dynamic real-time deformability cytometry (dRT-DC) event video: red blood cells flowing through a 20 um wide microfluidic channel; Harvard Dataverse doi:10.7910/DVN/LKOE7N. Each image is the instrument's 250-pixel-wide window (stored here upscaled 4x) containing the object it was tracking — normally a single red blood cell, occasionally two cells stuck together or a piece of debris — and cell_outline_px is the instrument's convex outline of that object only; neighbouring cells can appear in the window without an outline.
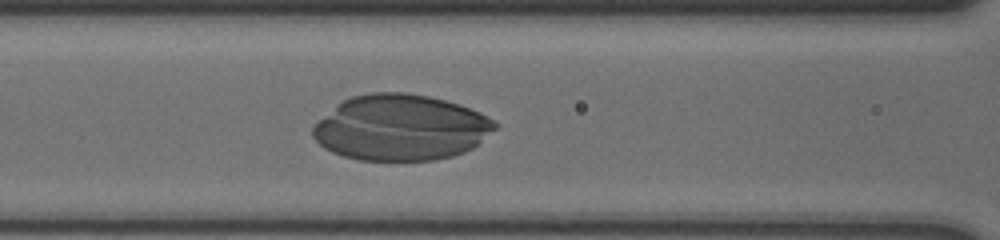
{"species": "human", "species_latin": "Homo sapiens", "temperature_condition": "cold", "stored_images_in_passage": 31, "camera_frame_rate_fps": 3000, "um_per_image_px": 0.085, "donor": {"sex": "male"}, "frame": {"image": 1, "passage_image": 8, "time_ms": 2.333, "image_size_px": [1000, 240], "cell_outline_px": [[500, 128], [472, 148], [464, 152], [452, 156], [432, 160], [360, 160], [344, 156], [332, 152], [324, 148], [312, 136], [312, 124], [316, 120], [336, 104], [352, 96], [368, 92], [404, 92], [428, 96], [460, 104], [480, 112], [500, 124]], "centroid_in_image_um": [34.06, 10.83], "position_along_channel_um": 132.5, "area_um2": 70.46}}
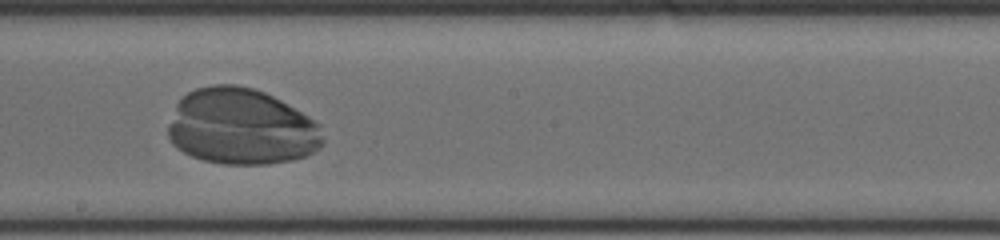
{"frame": {"image": 2, "passage_image": 16, "time_ms": 5.0, "image_size_px": [1000, 240], "cell_outline_px": [[324, 144], [320, 148], [308, 156], [292, 160], [268, 164], [224, 164], [204, 160], [192, 156], [176, 148], [172, 144], [168, 136], [168, 124], [176, 104], [188, 92], [196, 88], [212, 84], [236, 84], [252, 88], [264, 92], [280, 100], [308, 116], [320, 124], [324, 140]], "centroid_in_image_um": [20.52, 10.79], "position_along_channel_um": 227.7, "area_um2": 69.13}}
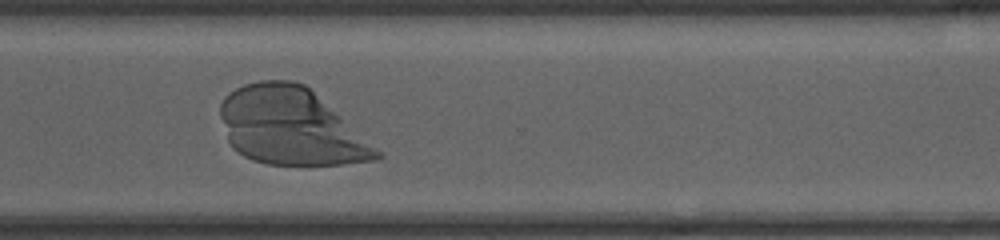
{"frame": {"image": 3, "passage_image": 26, "time_ms": 8.333, "image_size_px": [1000, 240], "cell_outline_px": [[384, 156], [376, 160], [340, 164], [268, 164], [252, 160], [244, 156], [232, 148], [228, 140], [220, 116], [220, 104], [224, 96], [236, 88], [244, 84], [260, 80], [292, 80], [304, 84], [384, 152]], "centroid_in_image_um": [24.72, 10.76], "position_along_channel_um": 345.9, "area_um2": 70.05}}